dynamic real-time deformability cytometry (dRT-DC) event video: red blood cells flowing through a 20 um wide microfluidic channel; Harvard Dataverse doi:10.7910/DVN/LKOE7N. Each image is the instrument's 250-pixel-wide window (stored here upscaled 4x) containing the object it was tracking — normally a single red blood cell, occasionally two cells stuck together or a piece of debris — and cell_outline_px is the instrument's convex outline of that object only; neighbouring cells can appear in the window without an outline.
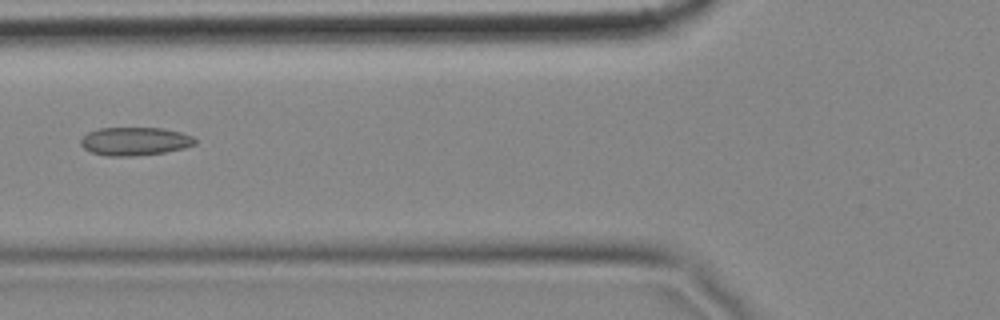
{"species": "common noctule bat (a hibernating species)", "species_latin": "Nyctalus noctula", "temperature_condition": "cold", "stored_images_in_passage": 5, "camera_frame_rate_fps": 3000, "um_per_image_px": 0.085, "animal": {"sex": "female", "body_mass_g": 18.4}, "frame": {"image": 1, "passage_image": 4, "time_ms": 1.0, "image_size_px": [1000, 320], "cell_outline_px": [[196, 144], [184, 148], [164, 152], [132, 156], [104, 156], [92, 152], [84, 148], [80, 144], [80, 140], [88, 132], [100, 128], [164, 128], [180, 132], [192, 136], [196, 140]], "centroid_in_image_um": [11.46, 12.01], "position_along_channel_um": 114.3, "area_um2": 18.79}}
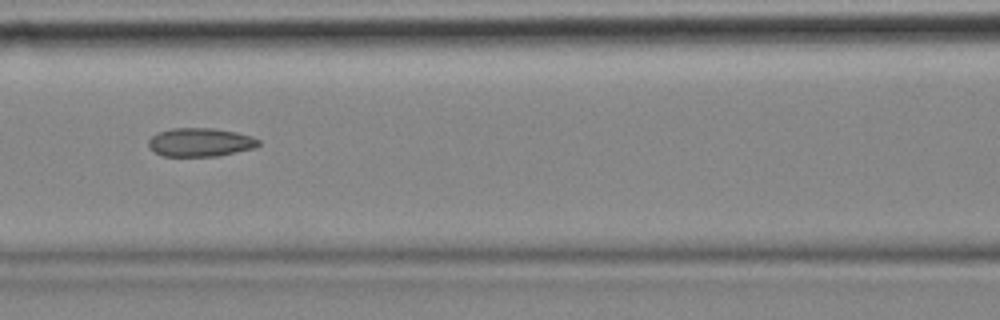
{"frame": {"image": 2, "passage_image": 5, "time_ms": 1.333, "image_size_px": [1000, 320], "cell_outline_px": [[260, 144], [256, 148], [216, 156], [164, 156], [148, 148], [148, 140], [152, 136], [160, 132], [172, 128], [212, 128], [236, 132], [252, 136], [260, 140]], "centroid_in_image_um": [17.04, 12.09], "position_along_channel_um": 149.6, "area_um2": 18.32}}